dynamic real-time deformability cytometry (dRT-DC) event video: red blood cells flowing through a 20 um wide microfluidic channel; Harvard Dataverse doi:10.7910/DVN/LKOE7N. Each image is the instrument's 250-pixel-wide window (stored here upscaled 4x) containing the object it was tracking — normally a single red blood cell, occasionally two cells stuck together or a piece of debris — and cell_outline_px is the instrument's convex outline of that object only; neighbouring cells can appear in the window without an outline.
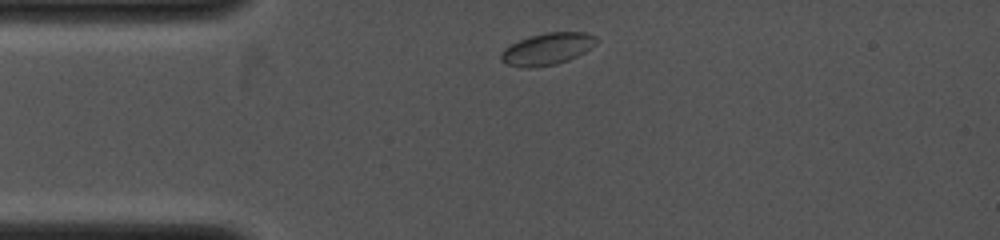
{"species": "common noctule bat (a hibernating species)", "species_latin": "Nyctalus noctula", "temperature_condition": "cold", "stored_images_in_passage": 2, "camera_frame_rate_fps": 4000, "um_per_image_px": 0.085, "animal": {"sex": "female", "body_mass_g": 19.0, "forearm_length_mm": 53.3}, "frame": {"image": 1, "passage_image": 1, "time_ms": 0.0, "image_size_px": [1000, 240], "cell_outline_px": [[596, 44], [584, 52], [568, 60], [556, 64], [528, 68], [524, 68], [508, 64], [500, 60], [500, 52], [504, 48], [520, 40], [532, 36], [548, 32], [584, 32], [596, 36]], "centroid_in_image_um": [46.5, 4.16], "position_along_channel_um": 38.5, "area_um2": 17.51}}